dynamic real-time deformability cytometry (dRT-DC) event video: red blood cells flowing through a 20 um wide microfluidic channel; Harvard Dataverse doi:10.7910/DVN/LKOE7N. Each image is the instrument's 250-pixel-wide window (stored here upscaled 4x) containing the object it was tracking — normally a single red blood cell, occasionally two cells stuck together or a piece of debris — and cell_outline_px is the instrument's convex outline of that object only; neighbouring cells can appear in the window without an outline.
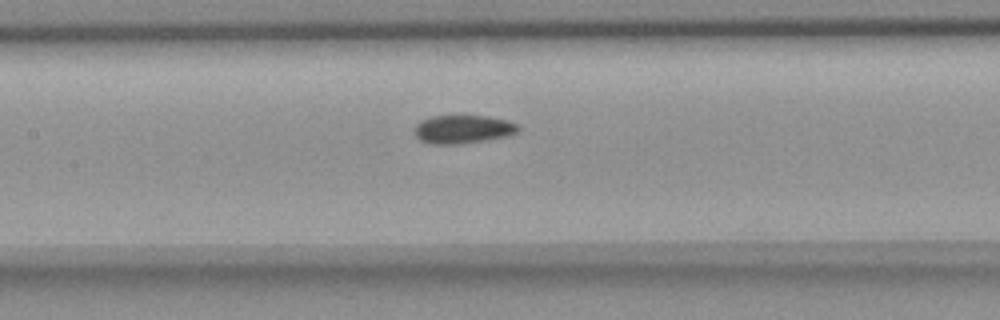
{"species": "common noctule bat (a hibernating species)", "species_latin": "Nyctalus noctula", "temperature_condition": "room temperature", "stored_images_in_passage": 8, "camera_frame_rate_fps": 3000, "um_per_image_px": 0.085, "animal": {"sex": "female", "body_mass_g": 18.4}, "frame": {"image": 1, "passage_image": 8, "time_ms": 2.333, "image_size_px": [1000, 320], "cell_outline_px": [[520, 128], [516, 132], [508, 136], [460, 144], [432, 144], [420, 140], [416, 136], [416, 124], [420, 120], [432, 116], [488, 116], [508, 120], [520, 124]], "centroid_in_image_um": [39.38, 10.98], "position_along_channel_um": 168.0, "area_um2": 17.17}}